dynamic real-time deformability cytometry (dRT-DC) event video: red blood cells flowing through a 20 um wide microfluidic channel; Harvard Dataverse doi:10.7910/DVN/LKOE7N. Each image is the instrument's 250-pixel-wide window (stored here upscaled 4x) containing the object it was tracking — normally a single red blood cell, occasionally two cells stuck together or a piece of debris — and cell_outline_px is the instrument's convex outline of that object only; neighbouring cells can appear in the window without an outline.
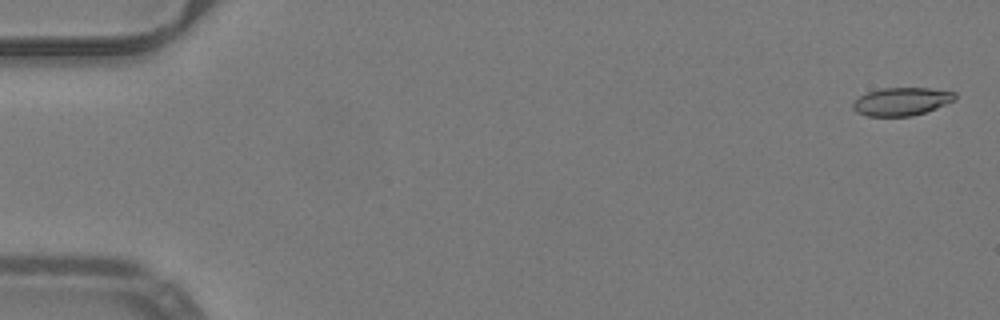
{"species": "common noctule bat (a hibernating species)", "species_latin": "Nyctalus noctula", "temperature_condition": "warm", "stored_images_in_passage": 53, "camera_frame_rate_fps": 3000, "um_per_image_px": 0.085, "animal": {"sex": "male", "body_mass_g": 19.2, "forearm_length_mm": 51.8}, "frame": {"image": 1, "passage_image": 2, "time_ms": 0.333, "image_size_px": [1000, 320], "cell_outline_px": [[956, 100], [936, 108], [912, 116], [868, 116], [856, 112], [852, 108], [852, 104], [860, 96], [868, 92], [880, 88], [928, 88], [956, 92]], "centroid_in_image_um": [76.64, 8.62], "position_along_channel_um": 8.4, "area_um2": 16.65}}
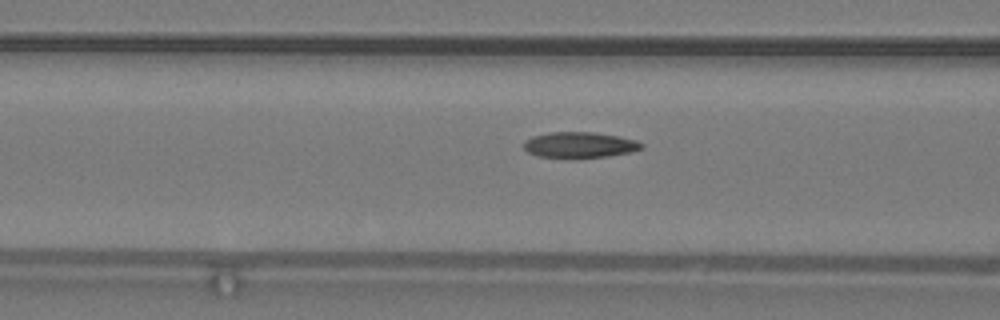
{"frame": {"image": 2, "passage_image": 22, "time_ms": 7.0, "image_size_px": [1000, 320], "cell_outline_px": [[644, 148], [632, 152], [608, 156], [540, 156], [528, 152], [524, 148], [524, 140], [532, 136], [548, 132], [596, 132], [636, 140], [644, 144]], "centroid_in_image_um": [49.3, 12.28], "position_along_channel_um": 117.3, "area_um2": 17.28}}
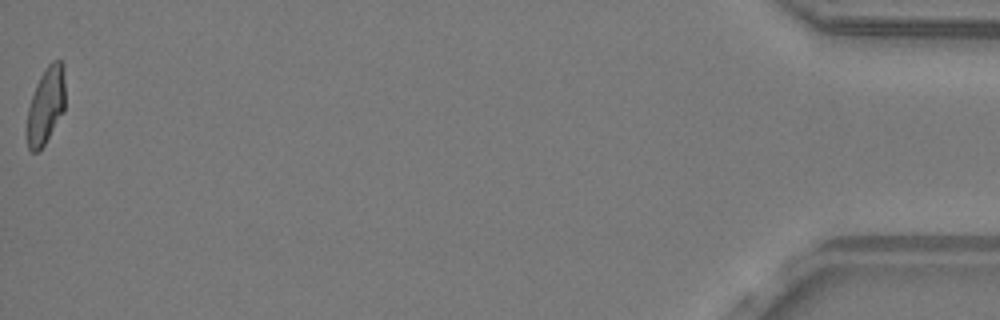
{"frame": {"image": 3, "passage_image": 53, "time_ms": 17.333, "image_size_px": [1000, 320], "cell_outline_px": [[64, 112], [44, 144], [36, 152], [32, 152], [28, 148], [28, 108], [36, 84], [40, 76], [48, 64], [52, 60], [60, 60], [64, 64]], "centroid_in_image_um": [3.92, 8.92], "position_along_channel_um": 431.3, "area_um2": 16.82}, "authors_computed_cell_mechanics": {"area_um2": 17.6868, "velocity_mm_per_s": 4.0042, "shape_relaxation_time_tau1_ms": 6.6581, "shape_relaxation_time_tau2_ms": 2.39, "deformation_change_tau1": 0.1994, "deformation_change_tau2": 0.0972}}